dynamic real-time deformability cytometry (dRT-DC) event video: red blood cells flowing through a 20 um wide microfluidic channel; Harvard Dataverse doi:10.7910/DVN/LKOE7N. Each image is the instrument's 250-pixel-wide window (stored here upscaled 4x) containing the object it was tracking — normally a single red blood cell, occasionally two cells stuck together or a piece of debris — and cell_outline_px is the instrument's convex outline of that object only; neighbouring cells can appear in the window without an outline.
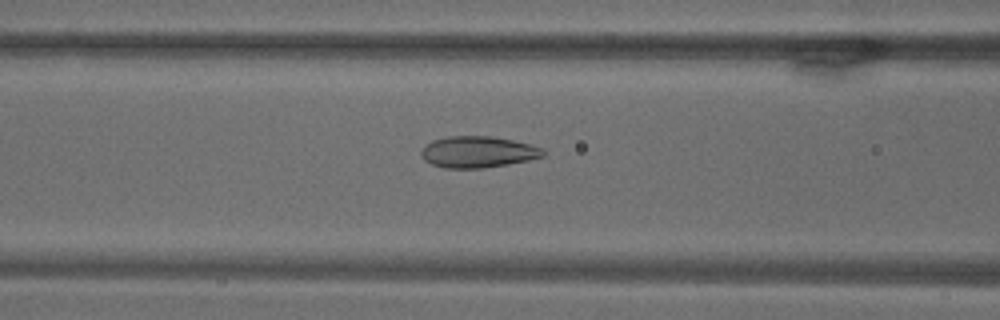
{"species": "common noctule bat (a hibernating species)", "species_latin": "Nyctalus noctula", "temperature_condition": "warm", "stored_images_in_passage": 71, "camera_frame_rate_fps": 3000, "um_per_image_px": 0.085, "animal": {"sex": "male", "body_mass_g": 18.8}, "frame": {"image": 1, "passage_image": 29, "time_ms": 9.333, "image_size_px": [1000, 320], "cell_outline_px": [[544, 156], [528, 160], [508, 164], [484, 168], [444, 168], [432, 164], [424, 160], [420, 152], [432, 140], [448, 136], [492, 136], [512, 140], [544, 148]], "centroid_in_image_um": [40.62, 12.92], "position_along_channel_um": 126.0, "area_um2": 22.2}}
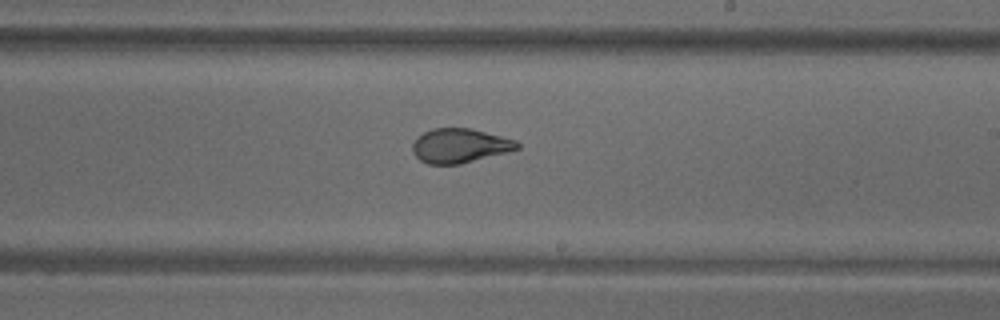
{"frame": {"image": 2, "passage_image": 42, "time_ms": 13.667, "image_size_px": [1000, 320], "cell_outline_px": [[520, 148], [508, 152], [460, 164], [428, 164], [420, 160], [412, 152], [412, 144], [416, 136], [432, 128], [472, 128], [516, 140], [520, 144]], "centroid_in_image_um": [39.07, 12.38], "position_along_channel_um": 249.9, "area_um2": 21.1}}
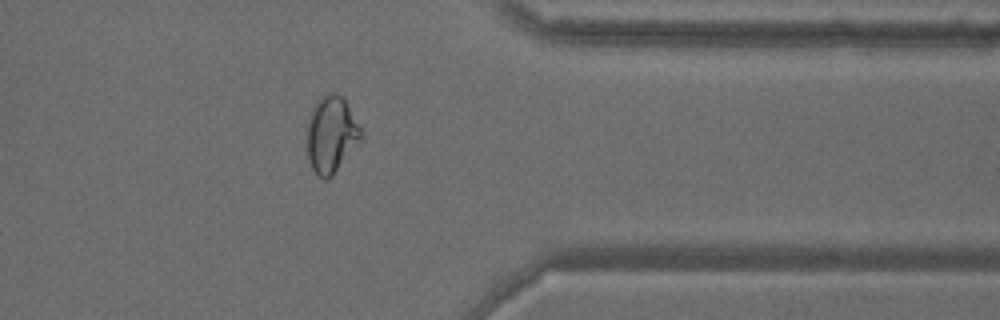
{"frame": {"image": 3, "passage_image": 57, "time_ms": 18.667, "image_size_px": [1000, 320], "cell_outline_px": [[364, 136], [332, 176], [328, 180], [324, 180], [312, 168], [308, 156], [308, 120], [312, 108], [316, 100], [320, 96], [328, 92], [336, 92], [344, 100], [364, 132]], "centroid_in_image_um": [28.17, 11.41], "position_along_channel_um": 383.2, "area_um2": 23.99}}